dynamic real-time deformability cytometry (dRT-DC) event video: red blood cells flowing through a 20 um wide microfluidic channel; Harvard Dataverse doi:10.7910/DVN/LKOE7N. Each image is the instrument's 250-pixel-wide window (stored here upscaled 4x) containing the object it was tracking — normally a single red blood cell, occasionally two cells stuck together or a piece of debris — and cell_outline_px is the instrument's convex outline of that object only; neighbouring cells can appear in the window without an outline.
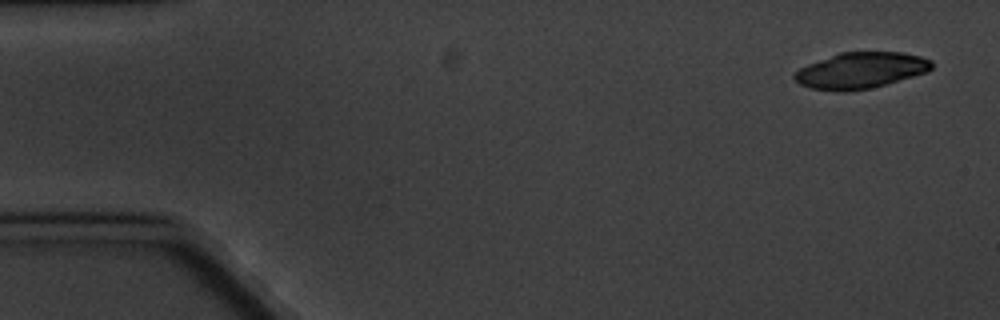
{"species": "common noctule bat (a hibernating species)", "species_latin": "Nyctalus noctula", "temperature_condition": "cold", "stored_images_in_passage": 4, "camera_frame_rate_fps": 3000, "um_per_image_px": 0.085, "animal": {"sex": "male", "body_mass_g": 20.1, "forearm_length_mm": 53.5}, "frame": {"image": 1, "passage_image": 1, "time_ms": 0.0, "image_size_px": [1000, 320], "cell_outline_px": [[932, 68], [928, 72], [884, 84], [868, 88], [844, 92], [840, 92], [812, 88], [800, 84], [792, 76], [800, 68], [808, 64], [840, 52], [900, 52], [920, 56], [932, 60]], "centroid_in_image_um": [73.16, 5.98], "position_along_channel_um": 11.8, "area_um2": 28.55}}